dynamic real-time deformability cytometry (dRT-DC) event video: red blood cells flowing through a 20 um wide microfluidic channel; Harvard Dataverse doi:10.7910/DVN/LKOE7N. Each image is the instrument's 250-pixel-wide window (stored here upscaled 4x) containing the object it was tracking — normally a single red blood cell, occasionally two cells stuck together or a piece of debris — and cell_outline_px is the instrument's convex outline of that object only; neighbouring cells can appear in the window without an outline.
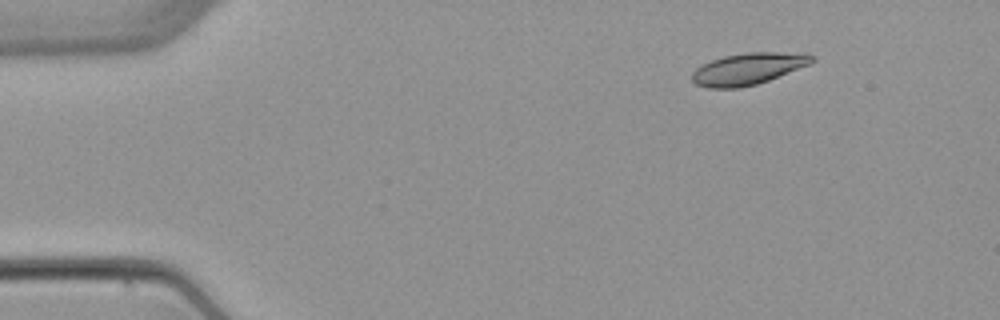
{"species": "common noctule bat (a hibernating species)", "species_latin": "Nyctalus noctula", "temperature_condition": "warm", "stored_images_in_passage": 4, "camera_frame_rate_fps": 3000, "um_per_image_px": 0.085, "animal": {"sex": "female", "body_mass_g": 22.7, "forearm_length_mm": 54.2}, "frame": {"image": 1, "passage_image": 2, "time_ms": 1.333, "image_size_px": [1000, 320], "cell_outline_px": [[816, 60], [812, 64], [768, 80], [756, 84], [740, 88], [708, 88], [696, 84], [692, 80], [692, 72], [696, 68], [712, 60], [724, 56], [744, 52], [808, 52], [816, 56]], "centroid_in_image_um": [63.67, 5.83], "position_along_channel_um": 21.3, "area_um2": 22.48}}
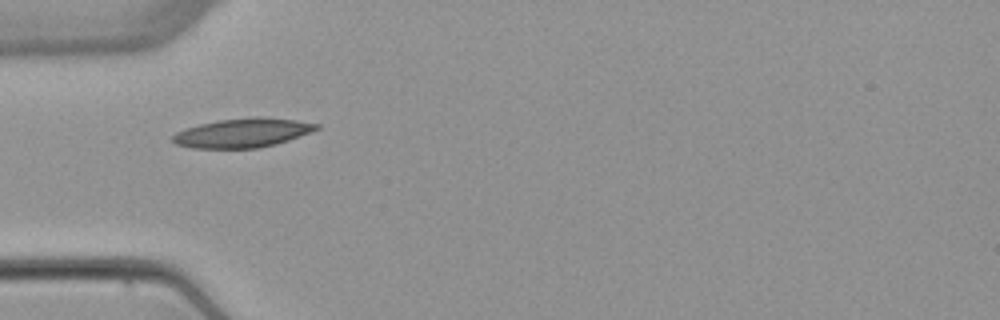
{"frame": {"image": 2, "passage_image": 4, "time_ms": 4.667, "image_size_px": [1000, 320], "cell_outline_px": [[320, 128], [288, 140], [276, 144], [256, 148], [192, 148], [176, 144], [172, 140], [172, 136], [176, 132], [184, 128], [200, 124], [220, 120], [256, 116], [264, 116], [296, 120], [320, 124]], "centroid_in_image_um": [20.62, 11.28], "position_along_channel_um": 64.4, "area_um2": 24.39}}